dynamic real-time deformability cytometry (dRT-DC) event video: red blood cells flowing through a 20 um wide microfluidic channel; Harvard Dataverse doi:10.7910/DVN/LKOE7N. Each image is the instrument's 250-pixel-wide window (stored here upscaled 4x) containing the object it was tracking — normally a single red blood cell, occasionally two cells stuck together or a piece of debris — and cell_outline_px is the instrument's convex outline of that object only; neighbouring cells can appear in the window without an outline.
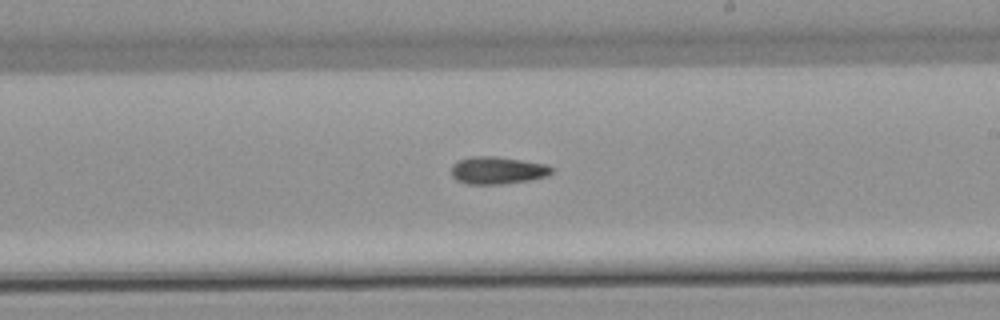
{"species": "common noctule bat (a hibernating species)", "species_latin": "Nyctalus noctula", "temperature_condition": "warm", "stored_images_in_passage": 34, "camera_frame_rate_fps": 3000, "um_per_image_px": 0.085, "animal": {"sex": "male", "body_mass_g": 21.5, "forearm_length_mm": 52.0}, "frame": {"image": 1, "passage_image": 14, "time_ms": 4.333, "image_size_px": [1000, 320], "cell_outline_px": [[548, 168], [544, 172], [532, 176], [504, 180], [468, 180], [460, 176], [456, 172], [456, 168], [460, 164], [472, 160], [500, 160], [528, 164]], "centroid_in_image_um": [42.23, 14.46], "position_along_channel_um": 246.8, "area_um2": 10.17}}
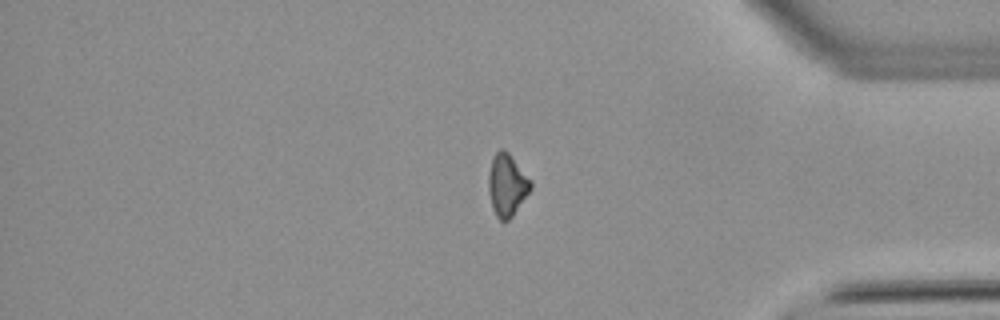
{"frame": {"image": 2, "passage_image": 27, "time_ms": 8.667, "image_size_px": [1000, 320], "cell_outline_px": [[528, 188], [512, 212], [504, 220], [500, 216], [496, 208], [492, 196], [492, 168], [500, 152], [504, 152], [508, 156], [528, 180]], "centroid_in_image_um": [43.11, 15.74], "position_along_channel_um": 392.1, "area_um2": 11.5}}
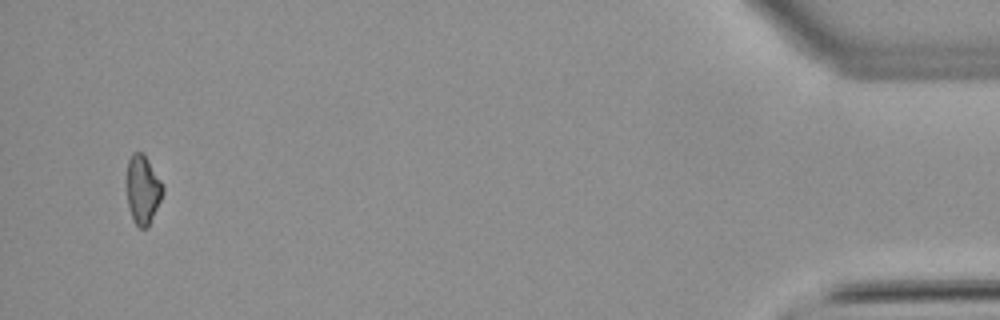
{"frame": {"image": 3, "passage_image": 34, "time_ms": 11.0, "image_size_px": [1000, 320], "cell_outline_px": [[160, 196], [148, 220], [144, 224], [136, 220], [132, 208], [128, 184], [128, 168], [140, 156], [144, 160], [160, 184]], "centroid_in_image_um": [12.14, 16.15], "position_along_channel_um": 423.1, "area_um2": 10.64}}